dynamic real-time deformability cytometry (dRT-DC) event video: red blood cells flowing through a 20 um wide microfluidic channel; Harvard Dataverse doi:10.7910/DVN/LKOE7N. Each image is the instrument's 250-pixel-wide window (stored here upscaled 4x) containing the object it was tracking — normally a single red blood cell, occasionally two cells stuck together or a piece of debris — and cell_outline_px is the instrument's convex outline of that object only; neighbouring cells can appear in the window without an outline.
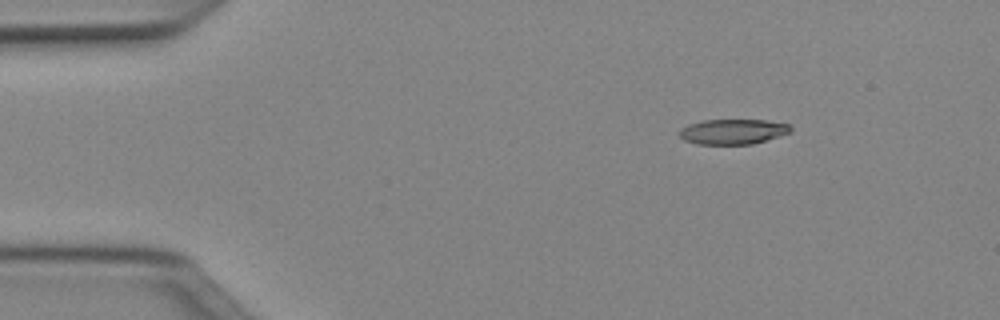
{"species": "Egyptian fruit bat (a non-hibernating species)", "species_latin": "Rousettus aegyptiacus", "temperature_condition": "cold", "stored_images_in_passage": 44, "camera_frame_rate_fps": 3000, "um_per_image_px": 0.085, "animal": {"sex": "female"}, "frame": {"image": 1, "passage_image": 1, "time_ms": 0.0, "image_size_px": [1000, 320], "cell_outline_px": [[792, 132], [780, 136], [752, 144], [696, 144], [684, 140], [680, 136], [680, 132], [688, 124], [704, 120], [768, 120], [788, 124], [792, 128]], "centroid_in_image_um": [62.34, 11.19], "position_along_channel_um": 22.7, "area_um2": 16.24}}
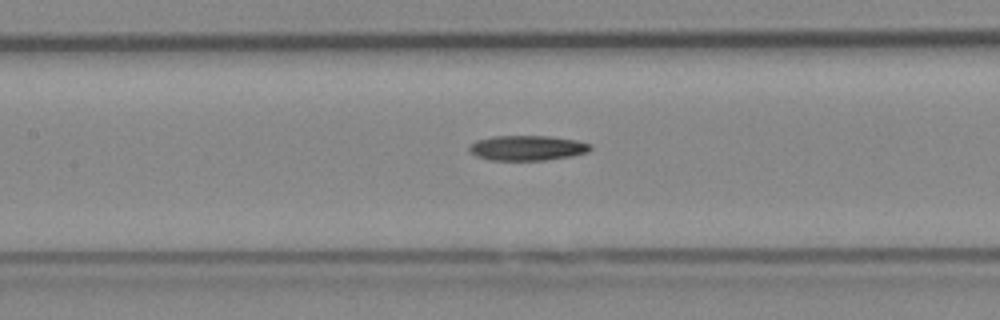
{"frame": {"image": 2, "passage_image": 17, "time_ms": 5.333, "image_size_px": [1000, 320], "cell_outline_px": [[592, 148], [588, 152], [572, 156], [544, 160], [492, 160], [476, 156], [468, 148], [468, 144], [476, 140], [492, 136], [552, 136], [576, 140], [592, 144]], "centroid_in_image_um": [44.82, 12.57], "position_along_channel_um": 162.6, "area_um2": 17.8}}
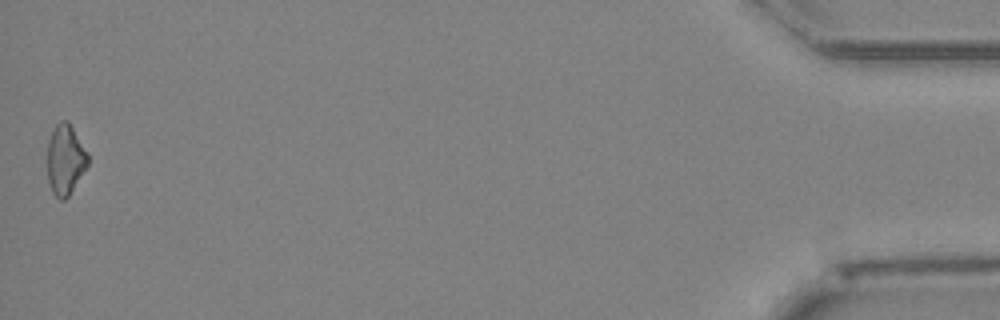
{"frame": {"image": 3, "passage_image": 44, "time_ms": 14.333, "image_size_px": [1000, 320], "cell_outline_px": [[88, 164], [68, 196], [64, 200], [60, 200], [52, 192], [48, 180], [48, 140], [56, 124], [60, 120], [68, 120], [88, 152]], "centroid_in_image_um": [5.55, 13.54], "position_along_channel_um": 429.6, "area_um2": 16.47}}